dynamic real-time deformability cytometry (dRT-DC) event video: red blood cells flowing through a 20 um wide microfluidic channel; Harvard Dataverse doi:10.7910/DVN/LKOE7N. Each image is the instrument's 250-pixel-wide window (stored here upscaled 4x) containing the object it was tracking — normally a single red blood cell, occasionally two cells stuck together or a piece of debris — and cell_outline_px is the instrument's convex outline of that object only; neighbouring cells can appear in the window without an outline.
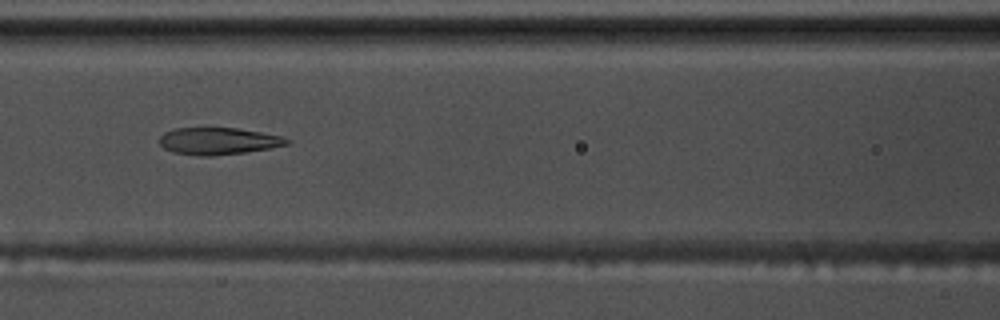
{"species": "common noctule bat (a hibernating species)", "species_latin": "Nyctalus noctula", "temperature_condition": "warm", "stored_images_in_passage": 51, "camera_frame_rate_fps": 3000, "um_per_image_px": 0.085, "animal": {"sex": "male", "body_mass_g": 17.5, "forearm_length_mm": 52.3}, "frame": {"image": 1, "passage_image": 25, "time_ms": 8.0, "image_size_px": [1000, 320], "cell_outline_px": [[292, 140], [288, 144], [268, 148], [244, 152], [212, 156], [200, 156], [172, 152], [164, 148], [160, 144], [160, 136], [164, 132], [176, 128], [236, 128], [260, 132], [280, 136]], "centroid_in_image_um": [18.52, 11.99], "position_along_channel_um": 148.1, "area_um2": 19.88}}
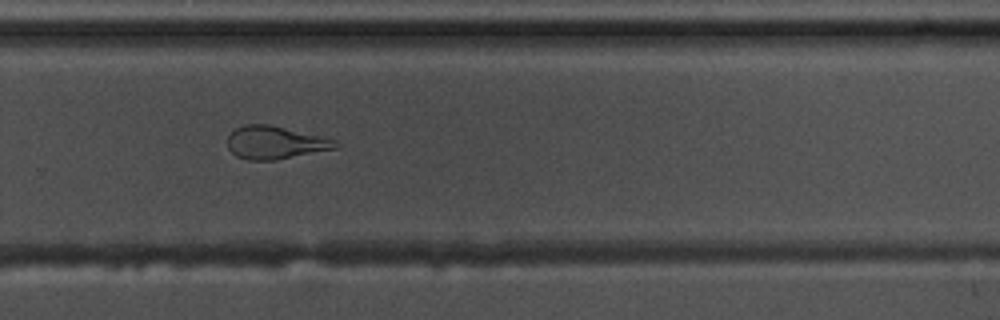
{"frame": {"image": 2, "passage_image": 38, "time_ms": 12.333, "image_size_px": [1000, 320], "cell_outline_px": [[340, 144], [336, 148], [276, 160], [248, 160], [236, 156], [228, 148], [228, 136], [236, 128], [244, 124], [268, 124], [320, 136], [336, 140]], "centroid_in_image_um": [23.37, 12.12], "position_along_channel_um": 306.4, "area_um2": 20.52}}
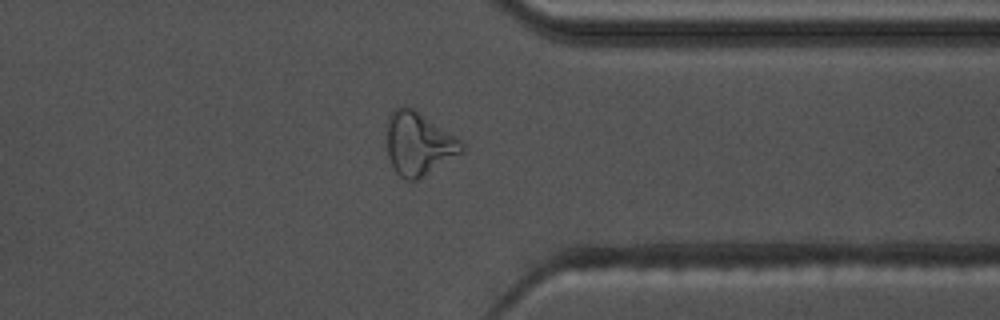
{"frame": {"image": 3, "passage_image": 44, "time_ms": 14.333, "image_size_px": [1000, 320], "cell_outline_px": [[464, 152], [416, 180], [404, 180], [396, 172], [388, 156], [388, 116], [396, 108], [404, 104], [420, 112], [460, 140], [464, 144]], "centroid_in_image_um": [35.59, 12.21], "position_along_channel_um": 375.8, "area_um2": 27.22}, "authors_computed_cell_mechanics": {"area_um2": 22.253, "velocity_mm_per_s": 3.6688, "shape_relaxation_time_tau1_ms": 8.1372, "shape_relaxation_time_tau2_ms": 2.2361, "deformation_change_tau1": 0.2688, "deformation_change_tau2": 0.1199}}